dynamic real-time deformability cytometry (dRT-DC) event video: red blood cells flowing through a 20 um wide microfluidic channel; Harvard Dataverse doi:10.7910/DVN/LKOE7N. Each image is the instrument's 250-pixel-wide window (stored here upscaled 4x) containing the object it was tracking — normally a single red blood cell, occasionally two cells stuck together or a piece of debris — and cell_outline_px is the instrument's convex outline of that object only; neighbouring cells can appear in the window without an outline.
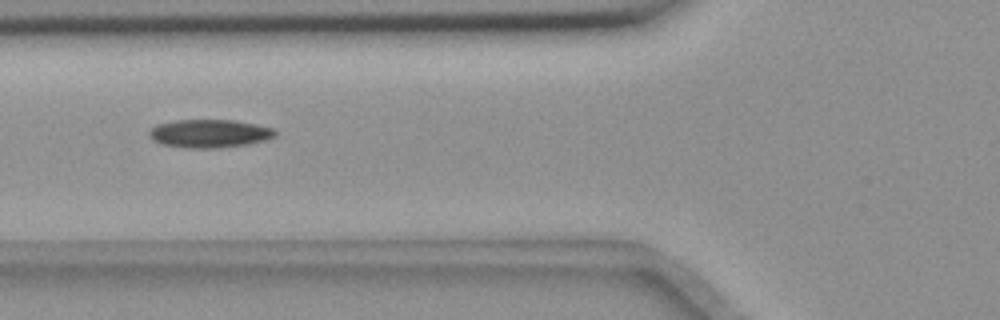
{"species": "common noctule bat (a hibernating species)", "species_latin": "Nyctalus noctula", "temperature_condition": "room temperature", "stored_images_in_passage": 11, "camera_frame_rate_fps": 3000, "um_per_image_px": 0.085, "animal": {"sex": "female", "body_mass_g": 18.4}, "frame": {"image": 1, "passage_image": 2, "time_ms": 1.333, "image_size_px": [1000, 320], "cell_outline_px": [[276, 136], [264, 140], [244, 144], [216, 148], [192, 148], [164, 144], [152, 140], [148, 136], [148, 132], [156, 124], [176, 120], [232, 120], [256, 124], [272, 128], [276, 132]], "centroid_in_image_um": [17.77, 11.34], "position_along_channel_um": 108.0, "area_um2": 20.46}}
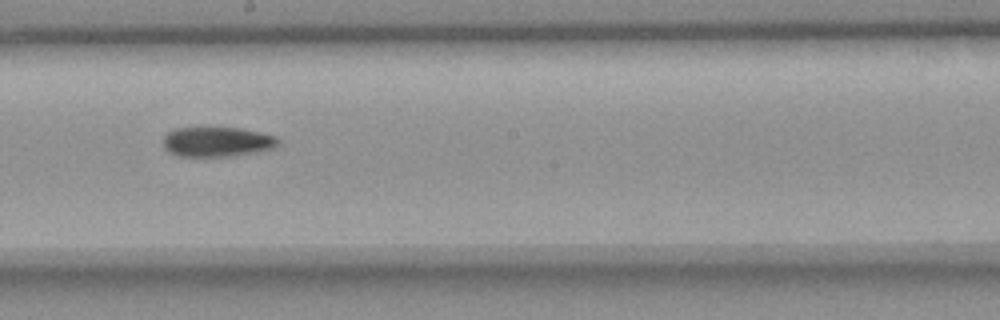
{"frame": {"image": 2, "passage_image": 5, "time_ms": 4.667, "image_size_px": [1000, 320], "cell_outline_px": [[280, 140], [272, 148], [252, 152], [228, 156], [180, 156], [168, 152], [164, 148], [164, 136], [168, 132], [176, 128], [240, 128], [260, 132], [276, 136]], "centroid_in_image_um": [18.42, 12.04], "position_along_channel_um": 229.8, "area_um2": 19.65}}
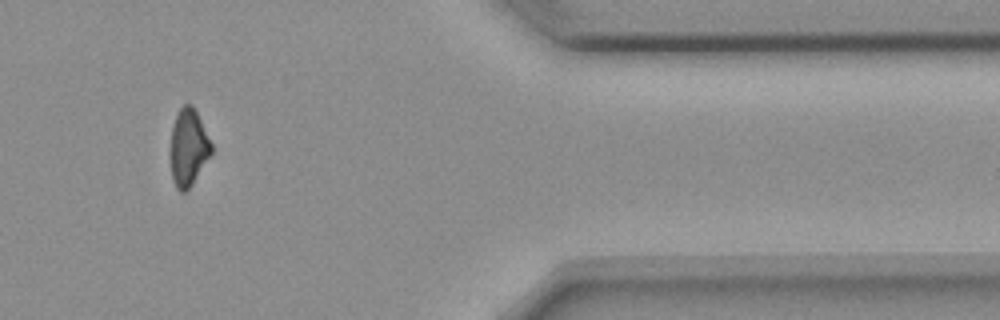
{"frame": {"image": 3, "passage_image": 9, "time_ms": 10.0, "image_size_px": [1000, 320], "cell_outline_px": [[212, 152], [192, 184], [184, 192], [180, 192], [176, 188], [172, 180], [172, 128], [176, 116], [180, 108], [184, 104], [192, 104], [212, 144]], "centroid_in_image_um": [16.02, 12.54], "position_along_channel_um": 395.4, "area_um2": 17.74}}